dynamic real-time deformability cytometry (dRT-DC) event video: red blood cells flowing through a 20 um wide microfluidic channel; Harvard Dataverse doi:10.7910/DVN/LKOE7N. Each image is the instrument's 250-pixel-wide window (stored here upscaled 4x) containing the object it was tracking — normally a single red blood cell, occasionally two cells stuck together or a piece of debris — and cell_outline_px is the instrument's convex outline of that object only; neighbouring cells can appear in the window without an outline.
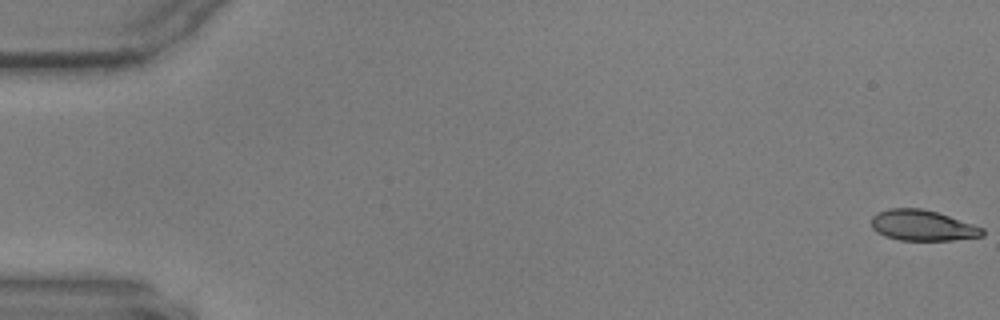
{"species": "common noctule bat (a hibernating species)", "species_latin": "Nyctalus noctula", "temperature_condition": "warm", "stored_images_in_passage": 20, "camera_frame_rate_fps": 3000, "um_per_image_px": 0.085, "animal": {"sex": "male", "body_mass_g": 17.9, "forearm_length_mm": 54.2}, "frame": {"image": 1, "passage_image": 1, "time_ms": 0.0, "image_size_px": [1000, 320], "cell_outline_px": [[984, 236], [952, 240], [900, 240], [884, 236], [876, 232], [872, 228], [872, 216], [876, 212], [888, 208], [920, 208], [936, 212], [984, 228]], "centroid_in_image_um": [78.37, 19.16], "position_along_channel_um": 6.6, "area_um2": 19.83}}
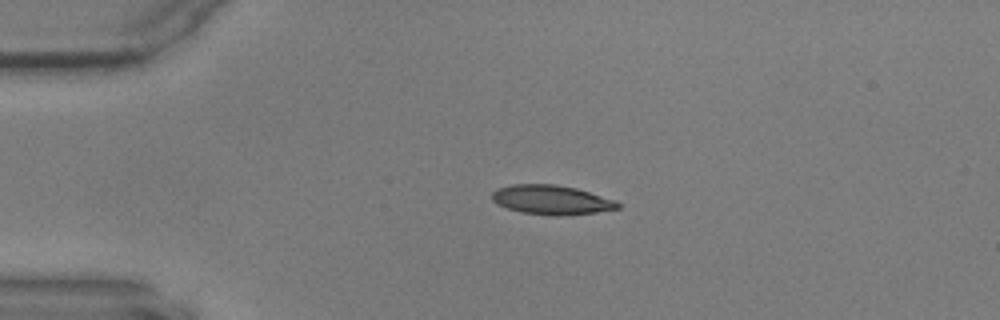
{"frame": {"image": 2, "passage_image": 14, "time_ms": 4.333, "image_size_px": [1000, 320], "cell_outline_px": [[620, 208], [596, 212], [560, 216], [552, 216], [520, 212], [496, 204], [492, 200], [492, 192], [500, 188], [512, 184], [556, 184], [576, 188], [616, 200], [620, 204]], "centroid_in_image_um": [46.88, 16.99], "position_along_channel_um": 38.1, "area_um2": 21.56}}